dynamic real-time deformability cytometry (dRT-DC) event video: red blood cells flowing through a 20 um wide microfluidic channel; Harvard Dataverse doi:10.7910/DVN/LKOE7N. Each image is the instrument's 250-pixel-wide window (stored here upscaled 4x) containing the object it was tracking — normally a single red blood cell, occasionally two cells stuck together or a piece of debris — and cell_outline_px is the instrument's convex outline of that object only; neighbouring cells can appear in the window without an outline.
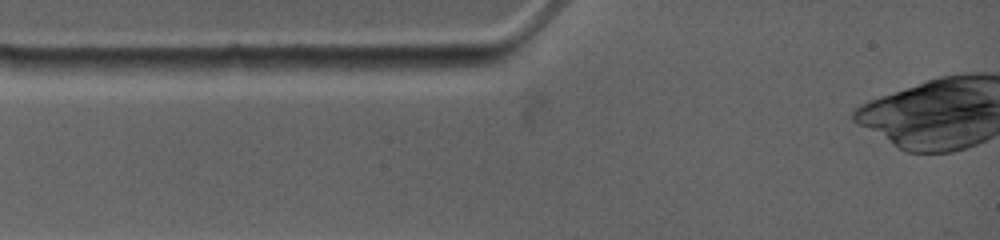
{"species": "common noctule bat (a hibernating species)", "species_latin": "Nyctalus noctula", "temperature_condition": "warm", "stored_images_in_passage": 4, "camera_frame_rate_fps": 4500, "um_per_image_px": 0.085, "animal": {"sex": "female", "body_mass_g": 19.0, "forearm_length_mm": 53.3}, "frame": {"image": 1, "passage_image": 1, "time_ms": 0.0, "image_size_px": [1000, 240], "cell_outline_px": [[504, 60], [488, 64], [436, 72], [380, 72], [360, 68], [372, 56], [484, 56]], "centroid_in_image_um": [36.08, 5.38], "position_along_channel_um": 48.9, "area_um2": 12.89}}